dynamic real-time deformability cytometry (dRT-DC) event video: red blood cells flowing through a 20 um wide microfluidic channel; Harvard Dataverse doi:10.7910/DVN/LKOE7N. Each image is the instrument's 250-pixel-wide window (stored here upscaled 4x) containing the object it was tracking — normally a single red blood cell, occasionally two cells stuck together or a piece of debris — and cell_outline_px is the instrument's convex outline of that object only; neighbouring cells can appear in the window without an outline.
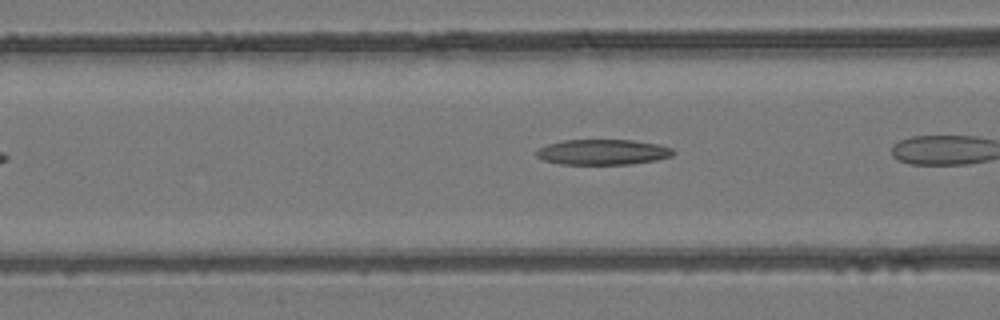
{"species": "common noctule bat (a hibernating species)", "species_latin": "Nyctalus noctula", "temperature_condition": "room temperature", "stored_images_in_passage": 5, "camera_frame_rate_fps": 3000, "um_per_image_px": 0.085, "animal": {"sex": "female", "body_mass_g": 24.6, "forearm_length_mm": 56.2}, "frame": {"image": 1, "passage_image": 5, "time_ms": 1.333, "image_size_px": [1000, 320], "cell_outline_px": [[676, 152], [672, 156], [656, 160], [632, 164], [560, 164], [544, 160], [536, 156], [536, 152], [540, 148], [548, 144], [564, 140], [632, 140], [660, 144], [672, 148]], "centroid_in_image_um": [51.28, 12.92], "position_along_channel_um": 115.3, "area_um2": 20.29}}